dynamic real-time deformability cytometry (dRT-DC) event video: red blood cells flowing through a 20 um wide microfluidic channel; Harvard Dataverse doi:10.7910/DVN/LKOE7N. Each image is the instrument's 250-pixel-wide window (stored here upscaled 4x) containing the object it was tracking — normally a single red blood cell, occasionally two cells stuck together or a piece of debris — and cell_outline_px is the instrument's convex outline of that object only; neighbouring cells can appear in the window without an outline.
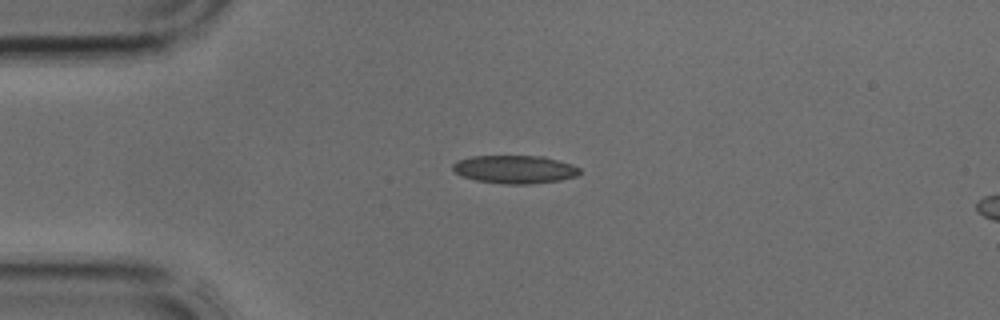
{"species": "common noctule bat (a hibernating species)", "species_latin": "Nyctalus noctula", "temperature_condition": "cold", "stored_images_in_passage": 2, "camera_frame_rate_fps": 3000, "um_per_image_px": 0.085, "animal": {"sex": "male", "body_mass_g": 17.9, "forearm_length_mm": 54.2}, "frame": {"image": 1, "passage_image": 1, "time_ms": 0.0, "image_size_px": [1000, 320], "cell_outline_px": [[580, 172], [576, 176], [560, 180], [528, 184], [504, 184], [476, 180], [464, 176], [456, 172], [452, 168], [452, 164], [456, 160], [472, 156], [544, 156], [572, 164], [580, 168]], "centroid_in_image_um": [43.76, 14.39], "position_along_channel_um": 41.2, "area_um2": 20.75}}